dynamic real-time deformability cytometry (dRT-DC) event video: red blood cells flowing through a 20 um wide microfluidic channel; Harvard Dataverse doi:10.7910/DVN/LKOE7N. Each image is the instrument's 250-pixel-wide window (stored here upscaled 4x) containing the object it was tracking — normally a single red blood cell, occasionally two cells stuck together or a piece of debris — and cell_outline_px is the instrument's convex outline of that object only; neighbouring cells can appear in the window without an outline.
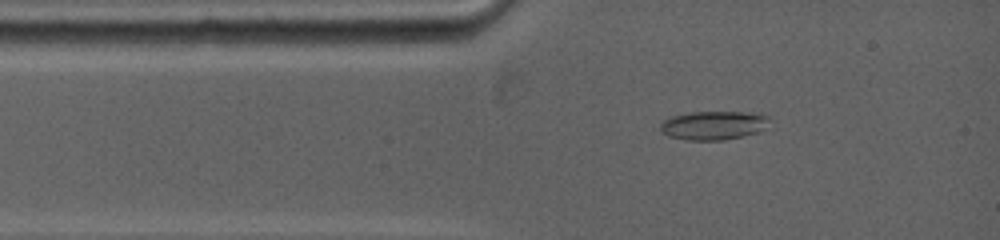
{"species": "common noctule bat (a hibernating species)", "species_latin": "Nyctalus noctula", "temperature_condition": "warm", "stored_images_in_passage": 58, "camera_frame_rate_fps": 5000, "um_per_image_px": 0.085, "animal": {"sex": "female", "body_mass_g": 19.0, "forearm_length_mm": 53.3}, "frame": {"image": 1, "passage_image": 4, "time_ms": 1.2, "image_size_px": [1000, 240], "cell_outline_px": [[768, 116], [764, 128], [760, 132], [744, 136], [724, 140], [688, 140], [668, 136], [660, 132], [660, 124], [664, 120], [672, 116], [692, 112], [740, 112]], "centroid_in_image_um": [60.58, 10.67], "position_along_channel_um": 24.4, "area_um2": 18.09}}
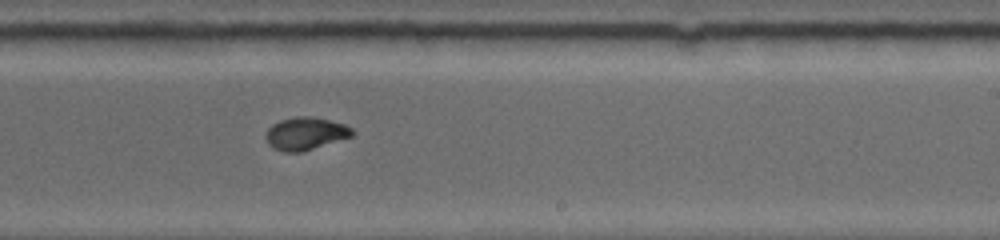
{"frame": {"image": 2, "passage_image": 19, "time_ms": 7.6, "image_size_px": [1000, 240], "cell_outline_px": [[356, 132], [352, 136], [304, 152], [284, 152], [272, 148], [268, 144], [264, 136], [268, 128], [272, 124], [280, 120], [296, 116], [312, 116], [344, 124], [352, 128]], "centroid_in_image_um": [25.95, 11.36], "position_along_channel_um": 263.1, "area_um2": 16.7}}
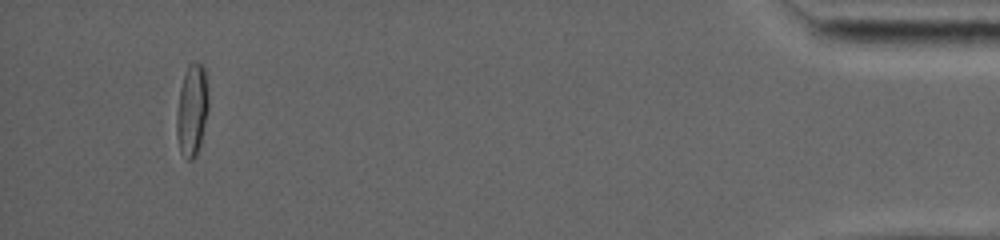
{"frame": {"image": 3, "passage_image": 50, "time_ms": 14.2, "image_size_px": [1000, 240], "cell_outline_px": [[208, 112], [200, 144], [196, 156], [192, 160], [188, 160], [180, 152], [176, 136], [176, 112], [180, 88], [188, 64], [192, 60], [196, 60], [204, 64], [208, 92]], "centroid_in_image_um": [16.32, 9.32], "position_along_channel_um": 418.9, "area_um2": 17.46}, "authors_computed_cell_mechanics": {"area_um2": 16.5308, "velocity_mm_per_s": 3.9167, "shape_relaxation_time_tau1_ms": null, "shape_relaxation_time_tau2_ms": 0.9349, "deformation_change_tau1": null, "deformation_change_tau2": 0.0434}}